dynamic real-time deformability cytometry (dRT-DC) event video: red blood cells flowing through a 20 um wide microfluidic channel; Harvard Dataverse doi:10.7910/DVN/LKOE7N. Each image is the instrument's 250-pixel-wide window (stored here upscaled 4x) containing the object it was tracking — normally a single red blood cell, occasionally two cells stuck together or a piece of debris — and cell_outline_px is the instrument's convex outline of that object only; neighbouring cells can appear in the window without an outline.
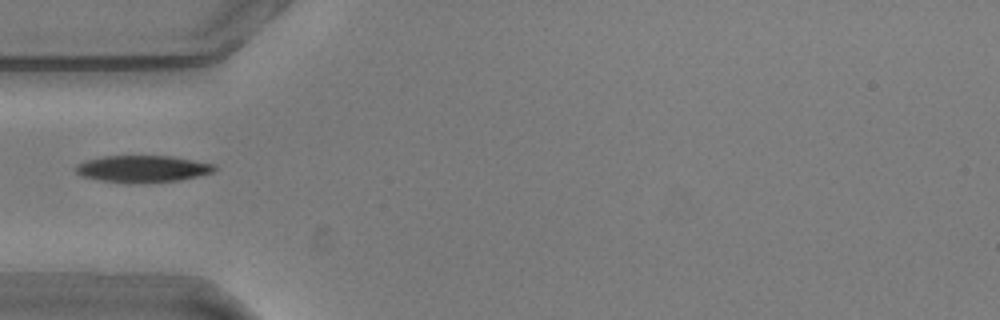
{"species": "common noctule bat (a hibernating species)", "species_latin": "Nyctalus noctula", "temperature_condition": "warm", "stored_images_in_passage": 39, "camera_frame_rate_fps": 3000, "um_per_image_px": 0.085, "animal": {"sex": "male", "body_mass_g": 20.5, "forearm_length_mm": 52.5}, "frame": {"image": 1, "passage_image": 1, "time_ms": 0.0, "image_size_px": [1000, 320], "cell_outline_px": [[216, 168], [212, 172], [180, 180], [100, 180], [80, 176], [72, 168], [76, 164], [88, 160], [104, 156], [172, 156], [216, 164]], "centroid_in_image_um": [12.1, 14.3], "position_along_channel_um": 72.9, "area_um2": 20.69}}
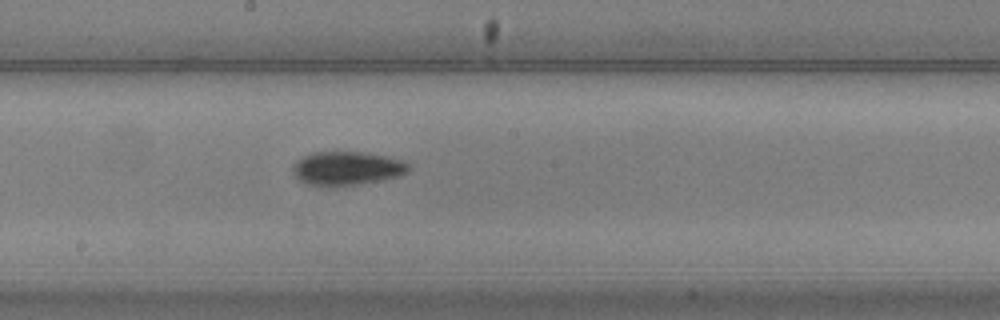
{"frame": {"image": 2, "passage_image": 13, "time_ms": 4.0, "image_size_px": [1000, 320], "cell_outline_px": [[412, 168], [408, 172], [396, 176], [380, 180], [356, 184], [308, 184], [300, 180], [296, 176], [292, 168], [292, 164], [296, 160], [312, 152], [364, 152], [388, 156], [404, 160]], "centroid_in_image_um": [29.52, 14.26], "position_along_channel_um": 218.7, "area_um2": 22.31}}
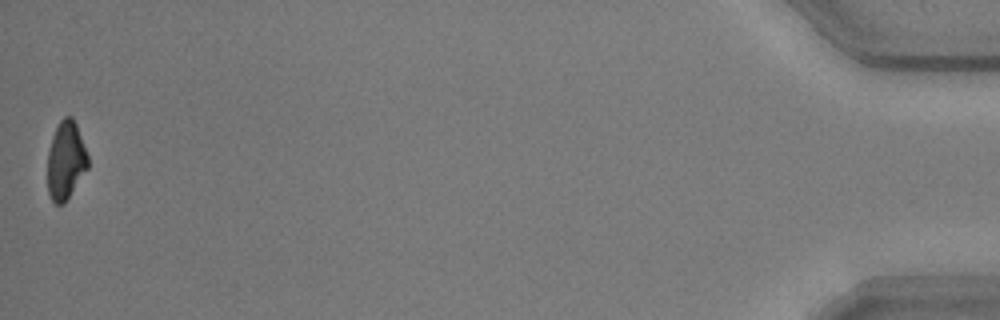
{"frame": {"image": 3, "passage_image": 39, "time_ms": 12.667, "image_size_px": [1000, 320], "cell_outline_px": [[88, 168], [64, 204], [56, 204], [52, 200], [48, 192], [48, 152], [52, 136], [60, 120], [64, 116], [72, 116], [76, 124], [88, 156]], "centroid_in_image_um": [5.59, 13.64], "position_along_channel_um": 429.6, "area_um2": 18.26}}